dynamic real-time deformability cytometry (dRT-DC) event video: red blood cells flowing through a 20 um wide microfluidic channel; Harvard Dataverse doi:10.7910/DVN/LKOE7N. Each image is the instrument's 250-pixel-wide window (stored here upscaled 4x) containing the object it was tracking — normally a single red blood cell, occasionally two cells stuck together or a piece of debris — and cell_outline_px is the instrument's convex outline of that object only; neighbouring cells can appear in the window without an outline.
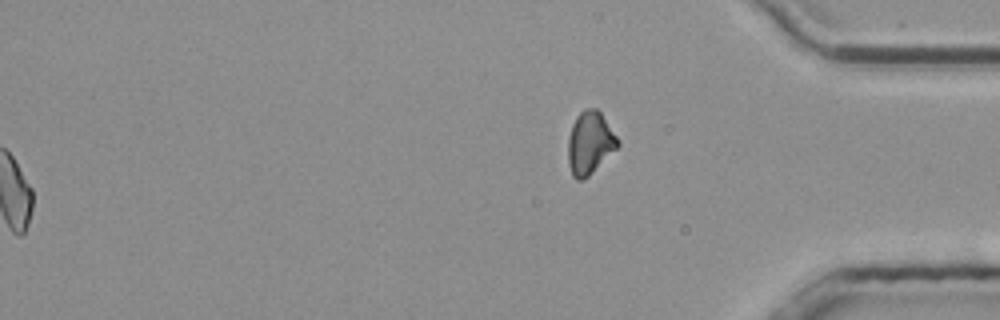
{"species": "common noctule bat (a hibernating species)", "species_latin": "Nyctalus noctula", "temperature_condition": "room temperature", "stored_images_in_passage": 56, "segment_of_instrument_passage": [2, 2], "camera_frame_rate_fps": 3000, "um_per_image_px": 0.085, "animal": {"sex": "male", "body_mass_g": 20.4}, "frame": {"image": 1, "passage_image": 56, "time_ms": 18.333, "image_size_px": [1000, 320], "cell_outline_px": [[620, 144], [584, 180], [576, 180], [572, 176], [568, 164], [568, 136], [572, 124], [576, 116], [584, 108], [596, 108], [600, 112], [620, 140]], "centroid_in_image_um": [50.12, 12.14], "position_along_channel_um": 385.1, "area_um2": 18.15}}